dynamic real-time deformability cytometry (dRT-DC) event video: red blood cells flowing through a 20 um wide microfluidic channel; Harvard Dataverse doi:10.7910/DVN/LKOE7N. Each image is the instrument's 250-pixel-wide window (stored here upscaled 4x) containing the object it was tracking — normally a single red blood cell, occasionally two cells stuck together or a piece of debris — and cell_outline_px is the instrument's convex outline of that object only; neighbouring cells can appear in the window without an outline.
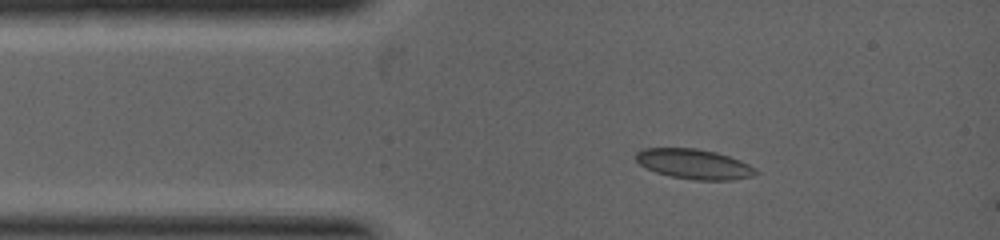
{"species": "common noctule bat (a hibernating species)", "species_latin": "Nyctalus noctula", "temperature_condition": "warm", "stored_images_in_passage": 3, "camera_frame_rate_fps": 5000, "um_per_image_px": 0.085, "animal": {"sex": "female", "body_mass_g": 19.0, "forearm_length_mm": 53.3}, "frame": {"image": 1, "passage_image": 1, "time_ms": 0.0, "image_size_px": [1000, 240], "cell_outline_px": [[760, 172], [752, 176], [732, 180], [696, 180], [672, 176], [656, 172], [640, 164], [636, 160], [636, 152], [644, 148], [696, 148], [716, 152], [740, 160], [748, 164]], "centroid_in_image_um": [59.01, 13.94], "position_along_channel_um": 26.0, "area_um2": 20.75}}
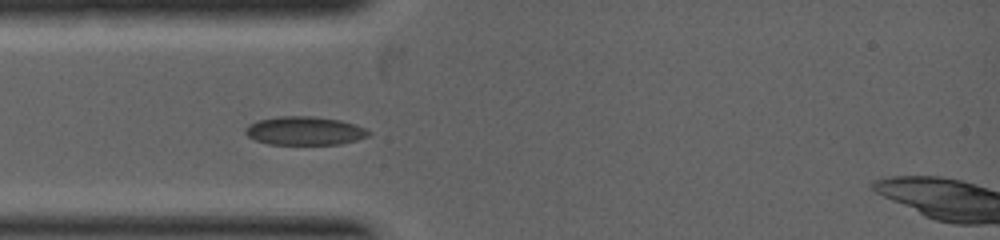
{"frame": {"image": 2, "passage_image": 3, "time_ms": 0.8, "image_size_px": [1000, 240], "cell_outline_px": [[372, 132], [368, 136], [356, 140], [340, 144], [268, 144], [256, 140], [248, 136], [244, 132], [244, 128], [248, 124], [260, 120], [280, 116], [312, 116], [340, 120], [356, 124]], "centroid_in_image_um": [25.9, 11.11], "position_along_channel_um": 59.1, "area_um2": 20.46}}